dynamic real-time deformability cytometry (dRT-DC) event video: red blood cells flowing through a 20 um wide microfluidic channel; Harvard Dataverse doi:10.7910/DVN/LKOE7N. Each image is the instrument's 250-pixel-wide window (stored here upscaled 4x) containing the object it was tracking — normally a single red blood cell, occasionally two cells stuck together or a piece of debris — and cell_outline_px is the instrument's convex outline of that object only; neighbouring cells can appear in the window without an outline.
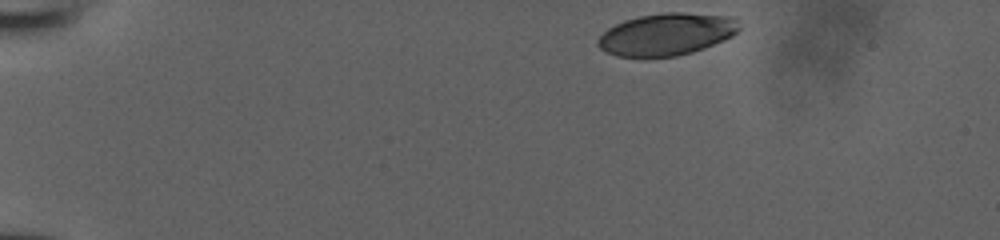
{"species": "human", "species_latin": "Homo sapiens", "temperature_condition": "room temperature", "stored_images_in_passage": 36, "camera_frame_rate_fps": 3000, "um_per_image_px": 0.085, "donor": {"sex": "male"}, "frame": {"image": 1, "passage_image": 1, "time_ms": 0.0, "image_size_px": [1000, 240], "cell_outline_px": [[740, 28], [732, 36], [724, 40], [704, 48], [692, 52], [676, 56], [644, 60], [616, 56], [604, 52], [596, 44], [596, 40], [608, 28], [624, 20], [640, 16], [664, 12], [680, 12], [736, 16], [740, 24]], "centroid_in_image_um": [56.64, 2.94], "position_along_channel_um": 28.4, "area_um2": 35.72}}
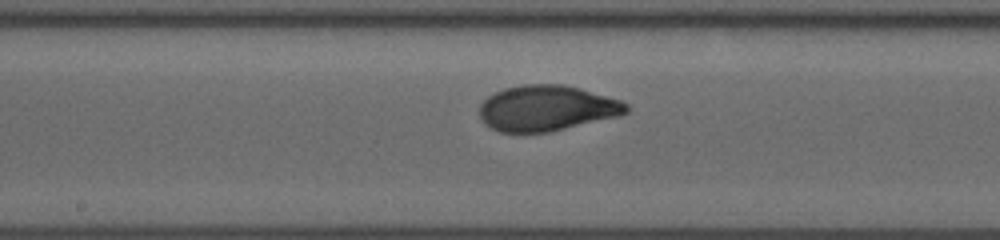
{"frame": {"image": 2, "passage_image": 21, "time_ms": 6.667, "image_size_px": [1000, 240], "cell_outline_px": [[628, 112], [620, 116], [548, 132], [500, 132], [484, 124], [480, 116], [480, 104], [488, 96], [504, 88], [524, 84], [564, 84], [580, 88], [620, 100], [628, 104]], "centroid_in_image_um": [46.47, 9.19], "position_along_channel_um": 201.7, "area_um2": 39.02}}
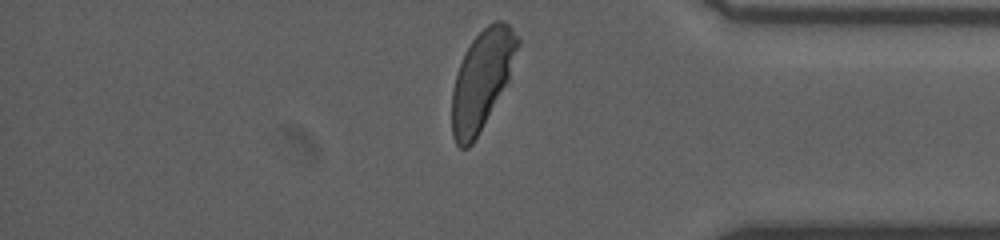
{"frame": {"image": 3, "passage_image": 36, "time_ms": 11.667, "image_size_px": [1000, 240], "cell_outline_px": [[520, 44], [508, 80], [472, 144], [468, 148], [460, 148], [456, 144], [452, 136], [452, 92], [456, 72], [464, 52], [472, 40], [488, 24], [496, 20], [504, 20], [512, 28], [520, 40]], "centroid_in_image_um": [40.95, 6.74], "position_along_channel_um": 394.3, "area_um2": 37.45}}